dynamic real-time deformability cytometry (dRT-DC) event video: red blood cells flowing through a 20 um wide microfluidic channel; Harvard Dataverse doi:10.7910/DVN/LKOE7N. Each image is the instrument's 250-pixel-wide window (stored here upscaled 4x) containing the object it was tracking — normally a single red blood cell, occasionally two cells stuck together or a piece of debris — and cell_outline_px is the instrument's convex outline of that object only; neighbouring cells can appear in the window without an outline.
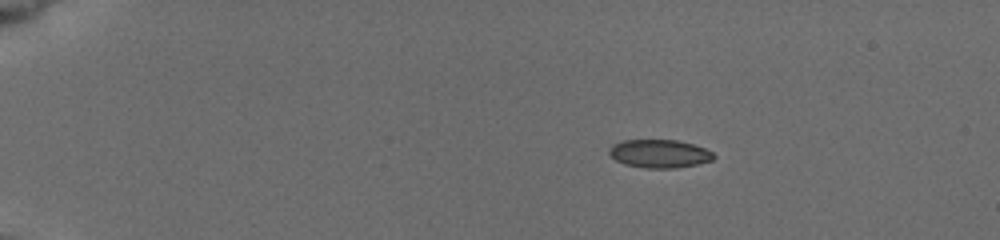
{"species": "common noctule bat (a hibernating species)", "species_latin": "Nyctalus noctula", "temperature_condition": "cold", "stored_images_in_passage": 79, "camera_frame_rate_fps": 3000, "um_per_image_px": 0.085, "animal": {"sex": "female", "body_mass_g": 19.5, "forearm_length_mm": 54.1}, "frame": {"image": 1, "passage_image": 7, "time_ms": 1.667, "image_size_px": [1000, 240], "cell_outline_px": [[716, 156], [712, 160], [696, 164], [672, 168], [648, 168], [624, 164], [616, 160], [608, 152], [608, 148], [612, 144], [624, 140], [676, 140], [692, 144], [704, 148], [712, 152]], "centroid_in_image_um": [56.02, 13.05], "position_along_channel_um": 29.0, "area_um2": 17.05}}
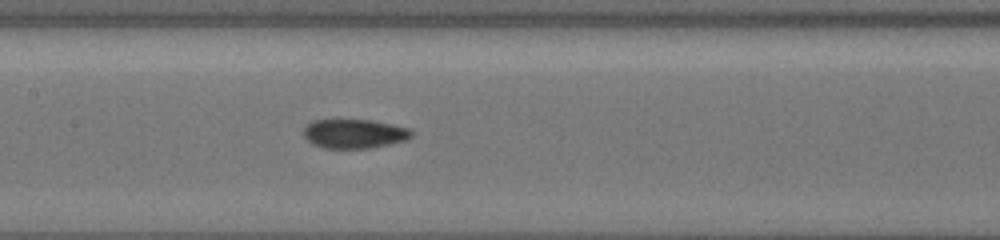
{"frame": {"image": 2, "passage_image": 32, "time_ms": 8.0, "image_size_px": [1000, 240], "cell_outline_px": [[412, 136], [408, 140], [368, 148], [324, 148], [312, 144], [304, 136], [304, 128], [312, 120], [372, 120], [412, 128]], "centroid_in_image_um": [30.14, 11.36], "position_along_channel_um": 177.3, "area_um2": 18.38}}
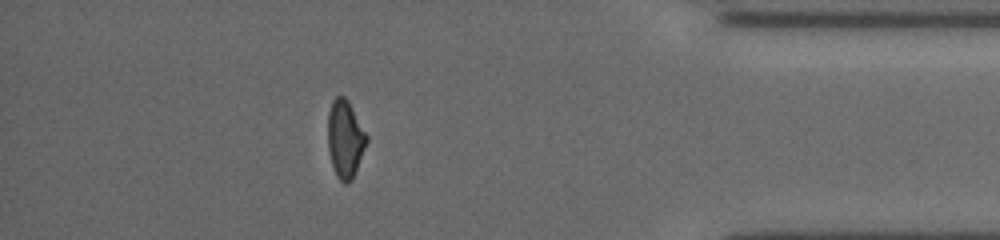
{"frame": {"image": 3, "passage_image": 65, "time_ms": 14.667, "image_size_px": [1000, 240], "cell_outline_px": [[368, 140], [352, 180], [344, 184], [336, 176], [328, 152], [328, 112], [332, 100], [336, 96], [344, 96], [348, 100], [368, 136]], "centroid_in_image_um": [29.33, 11.8], "position_along_channel_um": 405.9, "area_um2": 17.57}, "authors_computed_cell_mechanics": {"area_um2": 17.8602, "velocity_mm_per_s": 3.8765, "shape_relaxation_time_tau1_ms": 10.2102, "shape_relaxation_time_tau2_ms": 4.3486, "deformation_change_tau1": 0.1822, "deformation_change_tau2": 0.0872}}